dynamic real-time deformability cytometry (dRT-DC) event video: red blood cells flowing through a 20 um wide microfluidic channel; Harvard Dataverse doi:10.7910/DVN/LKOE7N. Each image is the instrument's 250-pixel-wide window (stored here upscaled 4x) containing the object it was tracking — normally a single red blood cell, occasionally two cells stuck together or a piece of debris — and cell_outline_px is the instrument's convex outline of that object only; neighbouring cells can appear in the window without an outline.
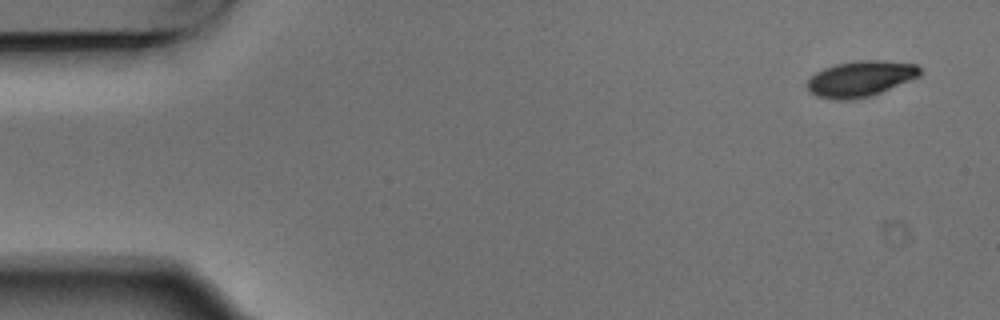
{"species": "Egyptian fruit bat (a non-hibernating species)", "species_latin": "Rousettus aegyptiacus", "temperature_condition": "warm", "stored_images_in_passage": 4, "camera_frame_rate_fps": 3000, "um_per_image_px": 0.085, "animal": {"sex": "male"}, "frame": {"image": 1, "passage_image": 1, "time_ms": 0.0, "image_size_px": [1000, 320], "cell_outline_px": [[920, 76], [872, 96], [856, 100], [832, 100], [816, 96], [808, 92], [804, 84], [816, 72], [824, 68], [836, 64], [856, 60], [884, 60], [916, 64], [920, 68]], "centroid_in_image_um": [73.1, 6.71], "position_along_channel_um": 11.9, "area_um2": 23.93}}
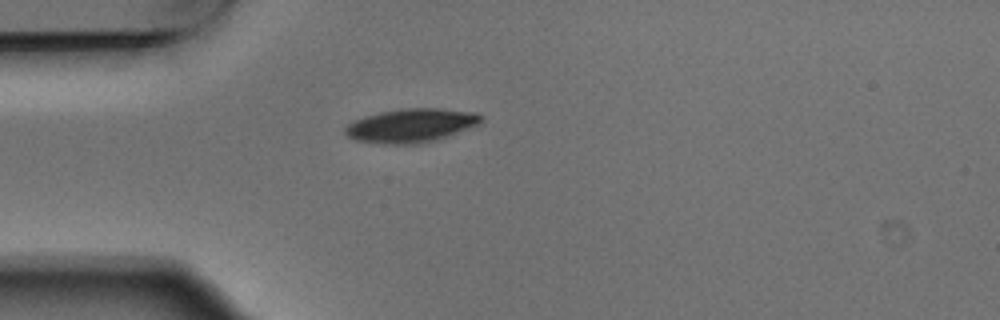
{"frame": {"image": 2, "passage_image": 4, "time_ms": 1.0, "image_size_px": [1000, 320], "cell_outline_px": [[484, 116], [476, 124], [436, 140], [416, 144], [384, 144], [356, 140], [348, 136], [344, 132], [344, 128], [352, 120], [364, 116], [380, 112], [404, 108], [440, 108], [476, 112]], "centroid_in_image_um": [34.88, 10.66], "position_along_channel_um": 50.1, "area_um2": 26.53}}